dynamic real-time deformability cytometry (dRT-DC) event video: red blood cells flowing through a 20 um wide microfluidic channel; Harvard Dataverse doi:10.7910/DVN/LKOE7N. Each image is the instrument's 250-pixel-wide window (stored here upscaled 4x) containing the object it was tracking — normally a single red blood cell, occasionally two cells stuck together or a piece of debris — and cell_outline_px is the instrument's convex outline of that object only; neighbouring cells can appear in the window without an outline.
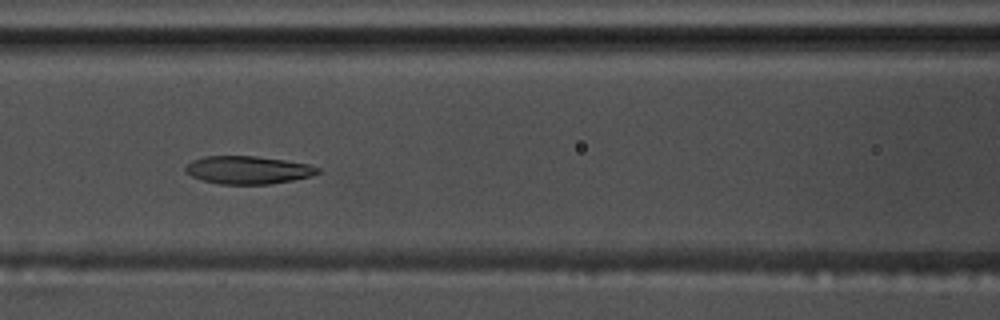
{"species": "common noctule bat (a hibernating species)", "species_latin": "Nyctalus noctula", "temperature_condition": "warm", "stored_images_in_passage": 58, "camera_frame_rate_fps": 3000, "um_per_image_px": 0.085, "animal": {"sex": "male", "body_mass_g": 17.5, "forearm_length_mm": 52.3}, "frame": {"image": 1, "passage_image": 26, "time_ms": 8.333, "image_size_px": [1000, 320], "cell_outline_px": [[320, 172], [312, 176], [292, 180], [268, 184], [220, 184], [204, 180], [192, 176], [184, 172], [184, 168], [192, 160], [204, 156], [256, 156], [284, 160], [308, 164], [320, 168]], "centroid_in_image_um": [21.07, 14.44], "position_along_channel_um": 145.5, "area_um2": 21.44}}
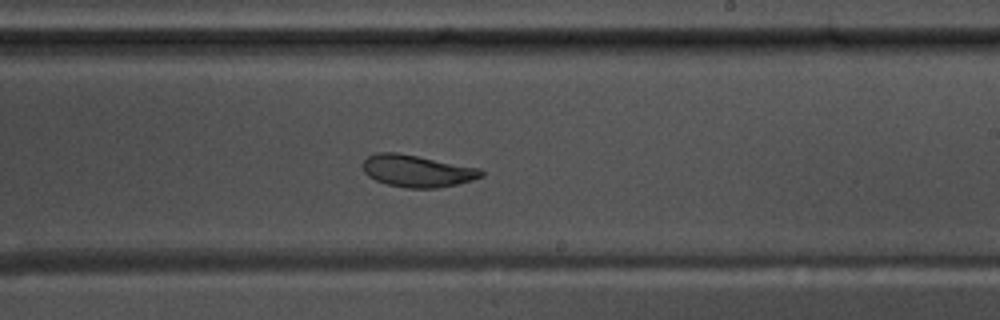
{"frame": {"image": 2, "passage_image": 35, "time_ms": 11.333, "image_size_px": [1000, 320], "cell_outline_px": [[484, 176], [472, 180], [456, 184], [436, 188], [404, 188], [384, 184], [368, 176], [364, 172], [364, 160], [368, 156], [376, 152], [396, 152], [480, 168], [484, 172]], "centroid_in_image_um": [35.45, 14.54], "position_along_channel_um": 253.6, "area_um2": 22.08}}
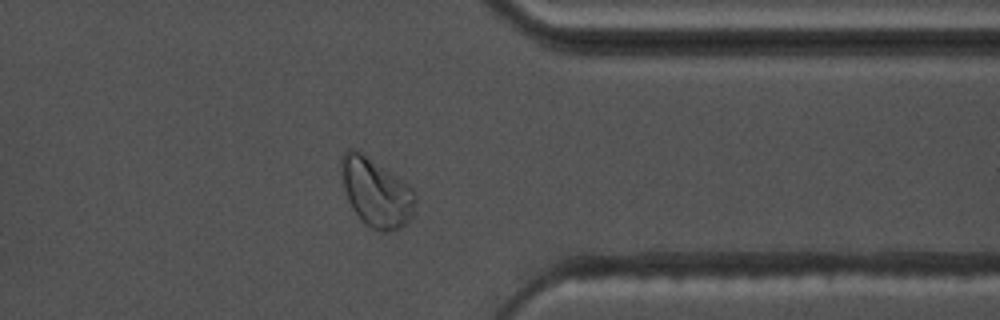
{"frame": {"image": 3, "passage_image": 46, "time_ms": 15.0, "image_size_px": [1000, 320], "cell_outline_px": [[416, 204], [412, 216], [400, 228], [384, 232], [380, 232], [364, 224], [360, 220], [352, 208], [348, 200], [344, 188], [340, 172], [340, 156], [348, 148], [356, 148], [408, 184], [416, 192]], "centroid_in_image_um": [31.95, 16.34], "position_along_channel_um": 379.5, "area_um2": 29.88}, "authors_computed_cell_mechanics": {"area_um2": 24.6806, "velocity_mm_per_s": 3.6223, "shape_relaxation_time_tau1_ms": 7.7348, "shape_relaxation_time_tau2_ms": 1.9641, "deformation_change_tau1": 0.1979, "deformation_change_tau2": 0.0778}}